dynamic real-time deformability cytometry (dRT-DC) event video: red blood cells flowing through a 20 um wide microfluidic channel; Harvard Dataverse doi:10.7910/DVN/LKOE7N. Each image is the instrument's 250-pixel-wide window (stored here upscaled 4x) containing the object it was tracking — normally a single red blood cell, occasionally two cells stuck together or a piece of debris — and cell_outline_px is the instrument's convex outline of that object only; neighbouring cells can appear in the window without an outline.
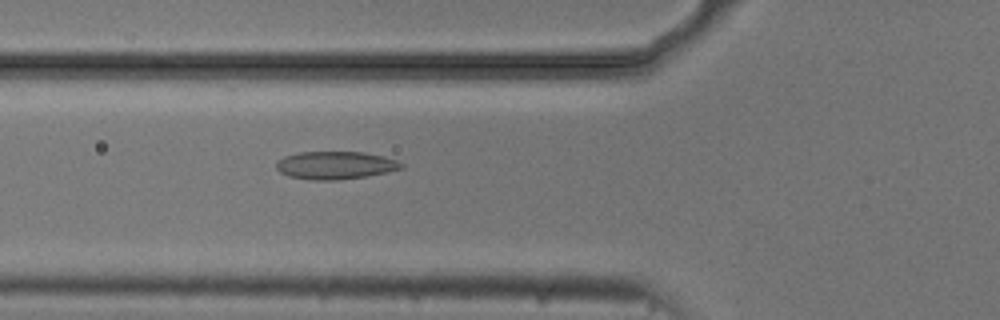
{"species": "common noctule bat (a hibernating species)", "species_latin": "Nyctalus noctula", "temperature_condition": "cold", "stored_images_in_passage": 53, "camera_frame_rate_fps": 3000, "um_per_image_px": 0.085, "animal": {"sex": "male", "body_mass_g": 20.5, "forearm_length_mm": 52.5}, "frame": {"image": 1, "passage_image": 19, "time_ms": 6.0, "image_size_px": [1000, 320], "cell_outline_px": [[404, 168], [388, 172], [368, 176], [340, 180], [312, 180], [288, 176], [280, 172], [276, 168], [276, 160], [284, 156], [300, 152], [364, 152], [384, 156], [396, 160], [404, 164]], "centroid_in_image_um": [28.51, 14.05], "position_along_channel_um": 97.3, "area_um2": 20.52}}
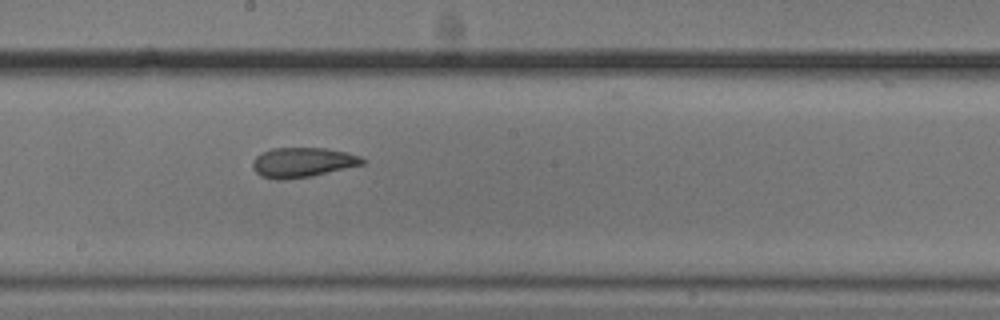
{"frame": {"image": 2, "passage_image": 29, "time_ms": 9.333, "image_size_px": [1000, 320], "cell_outline_px": [[368, 160], [364, 164], [312, 176], [284, 180], [276, 180], [260, 176], [252, 168], [252, 160], [256, 156], [272, 148], [324, 148], [344, 152], [360, 156]], "centroid_in_image_um": [25.7, 13.81], "position_along_channel_um": 222.5, "area_um2": 19.13}}
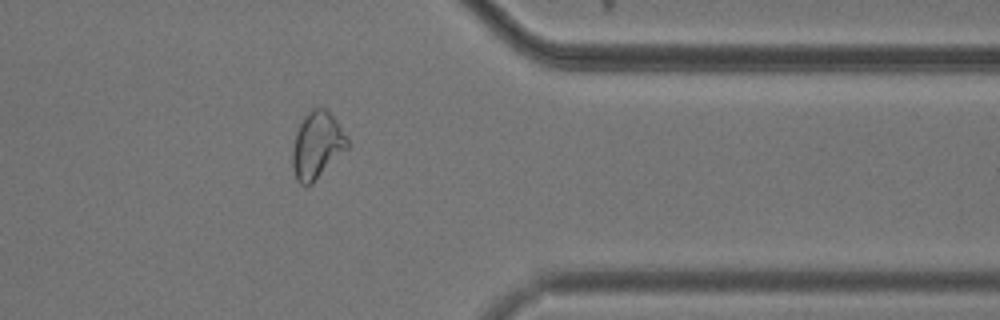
{"frame": {"image": 3, "passage_image": 43, "time_ms": 14.0, "image_size_px": [1000, 320], "cell_outline_px": [[348, 148], [312, 184], [300, 184], [296, 180], [292, 168], [292, 148], [296, 132], [304, 116], [312, 108], [328, 108], [348, 140]], "centroid_in_image_um": [26.93, 12.35], "position_along_channel_um": 384.5, "area_um2": 21.33}, "authors_computed_cell_mechanics": {"area_um2": 20.9814, "velocity_mm_per_s": 3.7346, "shape_relaxation_time_tau1_ms": 7.2297, "shape_relaxation_time_tau2_ms": 3.0057, "deformation_change_tau1": 0.1354, "deformation_change_tau2": 0.0774}}